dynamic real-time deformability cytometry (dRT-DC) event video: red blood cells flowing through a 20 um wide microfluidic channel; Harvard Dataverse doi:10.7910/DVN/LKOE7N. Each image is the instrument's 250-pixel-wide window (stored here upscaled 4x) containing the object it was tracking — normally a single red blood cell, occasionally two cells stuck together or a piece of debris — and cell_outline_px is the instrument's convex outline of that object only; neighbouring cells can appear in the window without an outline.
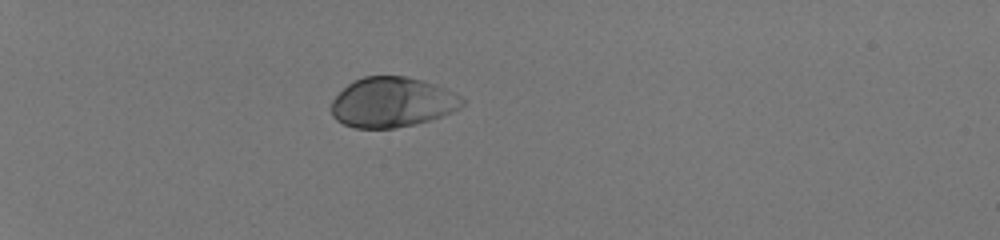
{"species": "human", "species_latin": "Homo sapiens", "temperature_condition": "room temperature", "stored_images_in_passage": 36, "camera_frame_rate_fps": 3000, "um_per_image_px": 0.085, "donor": {"sex": "male"}, "frame": {"image": 1, "passage_image": 1, "time_ms": 0.0, "image_size_px": [1000, 240], "cell_outline_px": [[464, 104], [460, 108], [452, 112], [432, 120], [416, 124], [396, 128], [356, 128], [344, 124], [336, 120], [332, 116], [332, 100], [352, 80], [364, 76], [404, 76], [424, 80], [436, 84], [460, 96], [464, 100]], "centroid_in_image_um": [33.35, 8.69], "position_along_channel_um": 51.7, "area_um2": 38.32}}
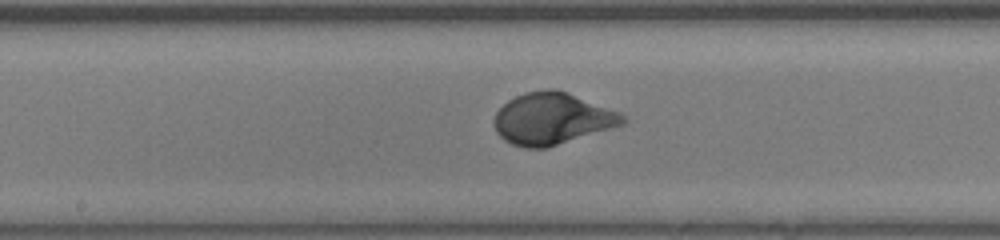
{"frame": {"image": 2, "passage_image": 16, "time_ms": 5.0, "image_size_px": [1000, 240], "cell_outline_px": [[628, 120], [624, 124], [548, 148], [524, 148], [512, 144], [504, 140], [496, 132], [492, 124], [492, 120], [496, 112], [508, 100], [524, 92], [548, 88], [556, 88], [568, 92], [620, 112]], "centroid_in_image_um": [46.91, 10.08], "position_along_channel_um": 201.3, "area_um2": 39.13}}
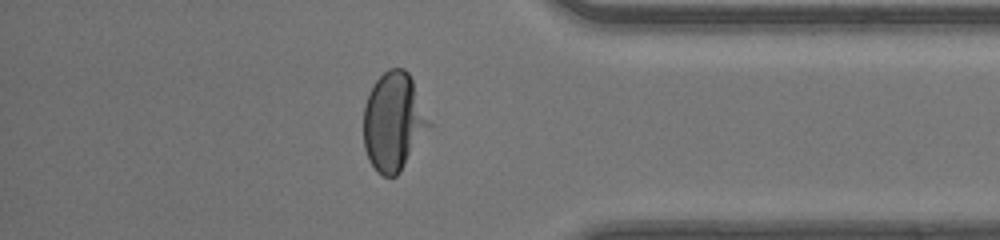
{"frame": {"image": 3, "passage_image": 31, "time_ms": 10.0, "image_size_px": [1000, 240], "cell_outline_px": [[432, 124], [400, 172], [396, 176], [384, 176], [376, 172], [368, 160], [364, 148], [364, 104], [376, 80], [388, 68], [404, 68], [408, 72], [412, 80]], "centroid_in_image_um": [33.44, 10.36], "position_along_channel_um": 401.8, "area_um2": 37.4}, "authors_computed_cell_mechanics": {"area_um2": 37.7723, "velocity_mm_per_s": 4.1581, "shape_relaxation_time_tau1_ms": 2.5394, "shape_relaxation_time_tau2_ms": null, "deformation_change_tau1": 0.1783, "deformation_change_tau2": null}}